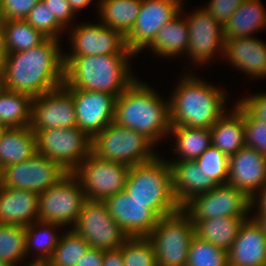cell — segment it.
I'll return each instance as SVG.
<instances>
[{
    "mask_svg": "<svg viewBox=\"0 0 266 266\" xmlns=\"http://www.w3.org/2000/svg\"><path fill=\"white\" fill-rule=\"evenodd\" d=\"M72 30V54L64 56H99L126 54V37L102 24H83Z\"/></svg>",
    "mask_w": 266,
    "mask_h": 266,
    "instance_id": "obj_19",
    "label": "cell"
},
{
    "mask_svg": "<svg viewBox=\"0 0 266 266\" xmlns=\"http://www.w3.org/2000/svg\"><path fill=\"white\" fill-rule=\"evenodd\" d=\"M33 98L5 89L0 95V124L6 128L30 126Z\"/></svg>",
    "mask_w": 266,
    "mask_h": 266,
    "instance_id": "obj_31",
    "label": "cell"
},
{
    "mask_svg": "<svg viewBox=\"0 0 266 266\" xmlns=\"http://www.w3.org/2000/svg\"><path fill=\"white\" fill-rule=\"evenodd\" d=\"M210 130L212 145L228 157L245 146L243 114L236 107L231 115L224 113Z\"/></svg>",
    "mask_w": 266,
    "mask_h": 266,
    "instance_id": "obj_26",
    "label": "cell"
},
{
    "mask_svg": "<svg viewBox=\"0 0 266 266\" xmlns=\"http://www.w3.org/2000/svg\"><path fill=\"white\" fill-rule=\"evenodd\" d=\"M182 0H142L135 25L126 36L127 48L137 54L148 47L158 31L181 9Z\"/></svg>",
    "mask_w": 266,
    "mask_h": 266,
    "instance_id": "obj_15",
    "label": "cell"
},
{
    "mask_svg": "<svg viewBox=\"0 0 266 266\" xmlns=\"http://www.w3.org/2000/svg\"><path fill=\"white\" fill-rule=\"evenodd\" d=\"M183 78L169 101L171 126L211 128L226 113V96L191 74Z\"/></svg>",
    "mask_w": 266,
    "mask_h": 266,
    "instance_id": "obj_4",
    "label": "cell"
},
{
    "mask_svg": "<svg viewBox=\"0 0 266 266\" xmlns=\"http://www.w3.org/2000/svg\"><path fill=\"white\" fill-rule=\"evenodd\" d=\"M153 143L143 134L111 122L91 139V153L129 167L153 160Z\"/></svg>",
    "mask_w": 266,
    "mask_h": 266,
    "instance_id": "obj_6",
    "label": "cell"
},
{
    "mask_svg": "<svg viewBox=\"0 0 266 266\" xmlns=\"http://www.w3.org/2000/svg\"><path fill=\"white\" fill-rule=\"evenodd\" d=\"M133 55L129 50L126 54L64 56V84L70 89L99 91L117 98L135 80L128 66Z\"/></svg>",
    "mask_w": 266,
    "mask_h": 266,
    "instance_id": "obj_2",
    "label": "cell"
},
{
    "mask_svg": "<svg viewBox=\"0 0 266 266\" xmlns=\"http://www.w3.org/2000/svg\"><path fill=\"white\" fill-rule=\"evenodd\" d=\"M72 230L83 237L90 247L116 249L128 236L110 216L104 201L86 200Z\"/></svg>",
    "mask_w": 266,
    "mask_h": 266,
    "instance_id": "obj_12",
    "label": "cell"
},
{
    "mask_svg": "<svg viewBox=\"0 0 266 266\" xmlns=\"http://www.w3.org/2000/svg\"><path fill=\"white\" fill-rule=\"evenodd\" d=\"M235 107L243 114L245 145L266 156V121L254 118L239 102Z\"/></svg>",
    "mask_w": 266,
    "mask_h": 266,
    "instance_id": "obj_41",
    "label": "cell"
},
{
    "mask_svg": "<svg viewBox=\"0 0 266 266\" xmlns=\"http://www.w3.org/2000/svg\"><path fill=\"white\" fill-rule=\"evenodd\" d=\"M179 12L159 31L152 43L147 47L161 56H176L187 52L189 43V29L186 19H180Z\"/></svg>",
    "mask_w": 266,
    "mask_h": 266,
    "instance_id": "obj_29",
    "label": "cell"
},
{
    "mask_svg": "<svg viewBox=\"0 0 266 266\" xmlns=\"http://www.w3.org/2000/svg\"><path fill=\"white\" fill-rule=\"evenodd\" d=\"M0 266H10V265L7 264L6 262L0 260Z\"/></svg>",
    "mask_w": 266,
    "mask_h": 266,
    "instance_id": "obj_55",
    "label": "cell"
},
{
    "mask_svg": "<svg viewBox=\"0 0 266 266\" xmlns=\"http://www.w3.org/2000/svg\"><path fill=\"white\" fill-rule=\"evenodd\" d=\"M26 256L25 227L19 225L0 224V260L10 266Z\"/></svg>",
    "mask_w": 266,
    "mask_h": 266,
    "instance_id": "obj_35",
    "label": "cell"
},
{
    "mask_svg": "<svg viewBox=\"0 0 266 266\" xmlns=\"http://www.w3.org/2000/svg\"><path fill=\"white\" fill-rule=\"evenodd\" d=\"M67 173L59 163L37 153L28 160L3 168L0 185L40 194Z\"/></svg>",
    "mask_w": 266,
    "mask_h": 266,
    "instance_id": "obj_13",
    "label": "cell"
},
{
    "mask_svg": "<svg viewBox=\"0 0 266 266\" xmlns=\"http://www.w3.org/2000/svg\"><path fill=\"white\" fill-rule=\"evenodd\" d=\"M59 39L46 38L29 50L8 53L2 73L6 89L39 97L64 84Z\"/></svg>",
    "mask_w": 266,
    "mask_h": 266,
    "instance_id": "obj_1",
    "label": "cell"
},
{
    "mask_svg": "<svg viewBox=\"0 0 266 266\" xmlns=\"http://www.w3.org/2000/svg\"><path fill=\"white\" fill-rule=\"evenodd\" d=\"M71 5V8L76 13L78 10L87 6L92 0H67Z\"/></svg>",
    "mask_w": 266,
    "mask_h": 266,
    "instance_id": "obj_51",
    "label": "cell"
},
{
    "mask_svg": "<svg viewBox=\"0 0 266 266\" xmlns=\"http://www.w3.org/2000/svg\"><path fill=\"white\" fill-rule=\"evenodd\" d=\"M244 0H211L204 9L224 26Z\"/></svg>",
    "mask_w": 266,
    "mask_h": 266,
    "instance_id": "obj_43",
    "label": "cell"
},
{
    "mask_svg": "<svg viewBox=\"0 0 266 266\" xmlns=\"http://www.w3.org/2000/svg\"><path fill=\"white\" fill-rule=\"evenodd\" d=\"M44 4L51 10L52 14L65 27L75 15L74 10L67 0H42Z\"/></svg>",
    "mask_w": 266,
    "mask_h": 266,
    "instance_id": "obj_45",
    "label": "cell"
},
{
    "mask_svg": "<svg viewBox=\"0 0 266 266\" xmlns=\"http://www.w3.org/2000/svg\"><path fill=\"white\" fill-rule=\"evenodd\" d=\"M38 205L39 194L0 185V224L25 227L36 222Z\"/></svg>",
    "mask_w": 266,
    "mask_h": 266,
    "instance_id": "obj_22",
    "label": "cell"
},
{
    "mask_svg": "<svg viewBox=\"0 0 266 266\" xmlns=\"http://www.w3.org/2000/svg\"><path fill=\"white\" fill-rule=\"evenodd\" d=\"M195 161L216 185L227 184L229 157L217 147L210 145Z\"/></svg>",
    "mask_w": 266,
    "mask_h": 266,
    "instance_id": "obj_39",
    "label": "cell"
},
{
    "mask_svg": "<svg viewBox=\"0 0 266 266\" xmlns=\"http://www.w3.org/2000/svg\"><path fill=\"white\" fill-rule=\"evenodd\" d=\"M124 190L130 197L147 203V207L159 218L182 209L173 193L169 161H163L158 156L131 166Z\"/></svg>",
    "mask_w": 266,
    "mask_h": 266,
    "instance_id": "obj_5",
    "label": "cell"
},
{
    "mask_svg": "<svg viewBox=\"0 0 266 266\" xmlns=\"http://www.w3.org/2000/svg\"><path fill=\"white\" fill-rule=\"evenodd\" d=\"M266 26V12L260 0H244L224 27L225 40L249 37Z\"/></svg>",
    "mask_w": 266,
    "mask_h": 266,
    "instance_id": "obj_27",
    "label": "cell"
},
{
    "mask_svg": "<svg viewBox=\"0 0 266 266\" xmlns=\"http://www.w3.org/2000/svg\"><path fill=\"white\" fill-rule=\"evenodd\" d=\"M7 53L29 50L41 44L47 37L25 19L1 20Z\"/></svg>",
    "mask_w": 266,
    "mask_h": 266,
    "instance_id": "obj_33",
    "label": "cell"
},
{
    "mask_svg": "<svg viewBox=\"0 0 266 266\" xmlns=\"http://www.w3.org/2000/svg\"><path fill=\"white\" fill-rule=\"evenodd\" d=\"M104 250L89 247L75 266H103Z\"/></svg>",
    "mask_w": 266,
    "mask_h": 266,
    "instance_id": "obj_46",
    "label": "cell"
},
{
    "mask_svg": "<svg viewBox=\"0 0 266 266\" xmlns=\"http://www.w3.org/2000/svg\"><path fill=\"white\" fill-rule=\"evenodd\" d=\"M41 226V227H40ZM61 225L47 222H33L28 226H25L26 233V256L30 250L37 249L38 256L37 260L48 261L55 248L58 246L60 237L53 231ZM53 230V231H52Z\"/></svg>",
    "mask_w": 266,
    "mask_h": 266,
    "instance_id": "obj_34",
    "label": "cell"
},
{
    "mask_svg": "<svg viewBox=\"0 0 266 266\" xmlns=\"http://www.w3.org/2000/svg\"><path fill=\"white\" fill-rule=\"evenodd\" d=\"M244 220L233 216L201 220L195 225V235L228 252Z\"/></svg>",
    "mask_w": 266,
    "mask_h": 266,
    "instance_id": "obj_28",
    "label": "cell"
},
{
    "mask_svg": "<svg viewBox=\"0 0 266 266\" xmlns=\"http://www.w3.org/2000/svg\"><path fill=\"white\" fill-rule=\"evenodd\" d=\"M28 266H50V264L46 260H37L35 258V260L33 259V261Z\"/></svg>",
    "mask_w": 266,
    "mask_h": 266,
    "instance_id": "obj_52",
    "label": "cell"
},
{
    "mask_svg": "<svg viewBox=\"0 0 266 266\" xmlns=\"http://www.w3.org/2000/svg\"><path fill=\"white\" fill-rule=\"evenodd\" d=\"M159 94L135 79L115 101L114 122L135 130L153 144L169 134V102L164 103Z\"/></svg>",
    "mask_w": 266,
    "mask_h": 266,
    "instance_id": "obj_3",
    "label": "cell"
},
{
    "mask_svg": "<svg viewBox=\"0 0 266 266\" xmlns=\"http://www.w3.org/2000/svg\"><path fill=\"white\" fill-rule=\"evenodd\" d=\"M253 219L266 235V211H258L257 216L255 215Z\"/></svg>",
    "mask_w": 266,
    "mask_h": 266,
    "instance_id": "obj_50",
    "label": "cell"
},
{
    "mask_svg": "<svg viewBox=\"0 0 266 266\" xmlns=\"http://www.w3.org/2000/svg\"><path fill=\"white\" fill-rule=\"evenodd\" d=\"M89 247L83 237L70 229L60 237L58 246L48 262L50 266H75Z\"/></svg>",
    "mask_w": 266,
    "mask_h": 266,
    "instance_id": "obj_36",
    "label": "cell"
},
{
    "mask_svg": "<svg viewBox=\"0 0 266 266\" xmlns=\"http://www.w3.org/2000/svg\"><path fill=\"white\" fill-rule=\"evenodd\" d=\"M6 47H5V35L0 22V72L4 67L6 55H7Z\"/></svg>",
    "mask_w": 266,
    "mask_h": 266,
    "instance_id": "obj_49",
    "label": "cell"
},
{
    "mask_svg": "<svg viewBox=\"0 0 266 266\" xmlns=\"http://www.w3.org/2000/svg\"><path fill=\"white\" fill-rule=\"evenodd\" d=\"M186 266H228V252L195 235L190 242Z\"/></svg>",
    "mask_w": 266,
    "mask_h": 266,
    "instance_id": "obj_37",
    "label": "cell"
},
{
    "mask_svg": "<svg viewBox=\"0 0 266 266\" xmlns=\"http://www.w3.org/2000/svg\"><path fill=\"white\" fill-rule=\"evenodd\" d=\"M189 29L187 52L195 63L208 62L215 53L224 52V27L204 8L186 17Z\"/></svg>",
    "mask_w": 266,
    "mask_h": 266,
    "instance_id": "obj_18",
    "label": "cell"
},
{
    "mask_svg": "<svg viewBox=\"0 0 266 266\" xmlns=\"http://www.w3.org/2000/svg\"><path fill=\"white\" fill-rule=\"evenodd\" d=\"M86 200L78 177L68 172L56 184L39 194L38 221L61 226L73 225Z\"/></svg>",
    "mask_w": 266,
    "mask_h": 266,
    "instance_id": "obj_8",
    "label": "cell"
},
{
    "mask_svg": "<svg viewBox=\"0 0 266 266\" xmlns=\"http://www.w3.org/2000/svg\"><path fill=\"white\" fill-rule=\"evenodd\" d=\"M250 209L251 199L229 184L217 185L208 192L196 195L182 207L194 225L201 220L221 216L247 219Z\"/></svg>",
    "mask_w": 266,
    "mask_h": 266,
    "instance_id": "obj_10",
    "label": "cell"
},
{
    "mask_svg": "<svg viewBox=\"0 0 266 266\" xmlns=\"http://www.w3.org/2000/svg\"><path fill=\"white\" fill-rule=\"evenodd\" d=\"M6 86H5V82H4V76L3 73L0 72V95L5 91Z\"/></svg>",
    "mask_w": 266,
    "mask_h": 266,
    "instance_id": "obj_53",
    "label": "cell"
},
{
    "mask_svg": "<svg viewBox=\"0 0 266 266\" xmlns=\"http://www.w3.org/2000/svg\"><path fill=\"white\" fill-rule=\"evenodd\" d=\"M37 154L36 134L30 126L6 128L0 139V169L21 163Z\"/></svg>",
    "mask_w": 266,
    "mask_h": 266,
    "instance_id": "obj_25",
    "label": "cell"
},
{
    "mask_svg": "<svg viewBox=\"0 0 266 266\" xmlns=\"http://www.w3.org/2000/svg\"><path fill=\"white\" fill-rule=\"evenodd\" d=\"M239 103L256 119L266 121V93L241 99Z\"/></svg>",
    "mask_w": 266,
    "mask_h": 266,
    "instance_id": "obj_44",
    "label": "cell"
},
{
    "mask_svg": "<svg viewBox=\"0 0 266 266\" xmlns=\"http://www.w3.org/2000/svg\"><path fill=\"white\" fill-rule=\"evenodd\" d=\"M129 171L125 164L102 160L90 153L73 173L88 200L105 201L125 189Z\"/></svg>",
    "mask_w": 266,
    "mask_h": 266,
    "instance_id": "obj_11",
    "label": "cell"
},
{
    "mask_svg": "<svg viewBox=\"0 0 266 266\" xmlns=\"http://www.w3.org/2000/svg\"><path fill=\"white\" fill-rule=\"evenodd\" d=\"M5 129H6V127L0 124V139H1V136H2L3 132L5 131Z\"/></svg>",
    "mask_w": 266,
    "mask_h": 266,
    "instance_id": "obj_54",
    "label": "cell"
},
{
    "mask_svg": "<svg viewBox=\"0 0 266 266\" xmlns=\"http://www.w3.org/2000/svg\"><path fill=\"white\" fill-rule=\"evenodd\" d=\"M260 192V193H259ZM259 199H256V195L251 198V208L254 207L253 205L256 204L258 200V211H266V184L258 191Z\"/></svg>",
    "mask_w": 266,
    "mask_h": 266,
    "instance_id": "obj_48",
    "label": "cell"
},
{
    "mask_svg": "<svg viewBox=\"0 0 266 266\" xmlns=\"http://www.w3.org/2000/svg\"><path fill=\"white\" fill-rule=\"evenodd\" d=\"M228 266H266V235L253 218L240 226L228 251Z\"/></svg>",
    "mask_w": 266,
    "mask_h": 266,
    "instance_id": "obj_21",
    "label": "cell"
},
{
    "mask_svg": "<svg viewBox=\"0 0 266 266\" xmlns=\"http://www.w3.org/2000/svg\"><path fill=\"white\" fill-rule=\"evenodd\" d=\"M77 127L90 139L114 121L116 97L99 91L71 89Z\"/></svg>",
    "mask_w": 266,
    "mask_h": 266,
    "instance_id": "obj_16",
    "label": "cell"
},
{
    "mask_svg": "<svg viewBox=\"0 0 266 266\" xmlns=\"http://www.w3.org/2000/svg\"><path fill=\"white\" fill-rule=\"evenodd\" d=\"M37 153L73 172L91 153V139L77 126L33 131Z\"/></svg>",
    "mask_w": 266,
    "mask_h": 266,
    "instance_id": "obj_9",
    "label": "cell"
},
{
    "mask_svg": "<svg viewBox=\"0 0 266 266\" xmlns=\"http://www.w3.org/2000/svg\"><path fill=\"white\" fill-rule=\"evenodd\" d=\"M223 54L235 67L250 76L266 75V45L252 36L225 40Z\"/></svg>",
    "mask_w": 266,
    "mask_h": 266,
    "instance_id": "obj_23",
    "label": "cell"
},
{
    "mask_svg": "<svg viewBox=\"0 0 266 266\" xmlns=\"http://www.w3.org/2000/svg\"><path fill=\"white\" fill-rule=\"evenodd\" d=\"M103 266H124L122 246L116 249L104 250Z\"/></svg>",
    "mask_w": 266,
    "mask_h": 266,
    "instance_id": "obj_47",
    "label": "cell"
},
{
    "mask_svg": "<svg viewBox=\"0 0 266 266\" xmlns=\"http://www.w3.org/2000/svg\"><path fill=\"white\" fill-rule=\"evenodd\" d=\"M194 236L195 225L182 209L159 218L147 236L154 247L157 266H186Z\"/></svg>",
    "mask_w": 266,
    "mask_h": 266,
    "instance_id": "obj_7",
    "label": "cell"
},
{
    "mask_svg": "<svg viewBox=\"0 0 266 266\" xmlns=\"http://www.w3.org/2000/svg\"><path fill=\"white\" fill-rule=\"evenodd\" d=\"M172 175V189L182 208L196 195L208 192L217 185L200 170L196 161L183 160L169 162Z\"/></svg>",
    "mask_w": 266,
    "mask_h": 266,
    "instance_id": "obj_24",
    "label": "cell"
},
{
    "mask_svg": "<svg viewBox=\"0 0 266 266\" xmlns=\"http://www.w3.org/2000/svg\"><path fill=\"white\" fill-rule=\"evenodd\" d=\"M25 20L47 38L59 39V31L64 30V26L57 20L42 0L38 1L30 10L29 15Z\"/></svg>",
    "mask_w": 266,
    "mask_h": 266,
    "instance_id": "obj_40",
    "label": "cell"
},
{
    "mask_svg": "<svg viewBox=\"0 0 266 266\" xmlns=\"http://www.w3.org/2000/svg\"><path fill=\"white\" fill-rule=\"evenodd\" d=\"M227 184L251 199L266 184V156L246 145L229 156Z\"/></svg>",
    "mask_w": 266,
    "mask_h": 266,
    "instance_id": "obj_20",
    "label": "cell"
},
{
    "mask_svg": "<svg viewBox=\"0 0 266 266\" xmlns=\"http://www.w3.org/2000/svg\"><path fill=\"white\" fill-rule=\"evenodd\" d=\"M104 202L110 216L128 237H147L159 220L147 207V203L130 197L125 190L112 195Z\"/></svg>",
    "mask_w": 266,
    "mask_h": 266,
    "instance_id": "obj_17",
    "label": "cell"
},
{
    "mask_svg": "<svg viewBox=\"0 0 266 266\" xmlns=\"http://www.w3.org/2000/svg\"><path fill=\"white\" fill-rule=\"evenodd\" d=\"M40 0H1L0 21L26 19Z\"/></svg>",
    "mask_w": 266,
    "mask_h": 266,
    "instance_id": "obj_42",
    "label": "cell"
},
{
    "mask_svg": "<svg viewBox=\"0 0 266 266\" xmlns=\"http://www.w3.org/2000/svg\"><path fill=\"white\" fill-rule=\"evenodd\" d=\"M124 266H157L155 250L147 237H128L122 245Z\"/></svg>",
    "mask_w": 266,
    "mask_h": 266,
    "instance_id": "obj_38",
    "label": "cell"
},
{
    "mask_svg": "<svg viewBox=\"0 0 266 266\" xmlns=\"http://www.w3.org/2000/svg\"><path fill=\"white\" fill-rule=\"evenodd\" d=\"M76 126L73 95L65 84L33 98L30 123L32 131Z\"/></svg>",
    "mask_w": 266,
    "mask_h": 266,
    "instance_id": "obj_14",
    "label": "cell"
},
{
    "mask_svg": "<svg viewBox=\"0 0 266 266\" xmlns=\"http://www.w3.org/2000/svg\"><path fill=\"white\" fill-rule=\"evenodd\" d=\"M172 133L177 141L173 151L181 156L178 161H194L212 145L210 128L171 126L169 134Z\"/></svg>",
    "mask_w": 266,
    "mask_h": 266,
    "instance_id": "obj_32",
    "label": "cell"
},
{
    "mask_svg": "<svg viewBox=\"0 0 266 266\" xmlns=\"http://www.w3.org/2000/svg\"><path fill=\"white\" fill-rule=\"evenodd\" d=\"M99 3L102 23L126 37L135 25L142 0H100Z\"/></svg>",
    "mask_w": 266,
    "mask_h": 266,
    "instance_id": "obj_30",
    "label": "cell"
}]
</instances>
